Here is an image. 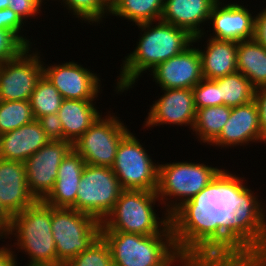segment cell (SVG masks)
<instances>
[{
  "instance_id": "30bf717a",
  "label": "cell",
  "mask_w": 266,
  "mask_h": 266,
  "mask_svg": "<svg viewBox=\"0 0 266 266\" xmlns=\"http://www.w3.org/2000/svg\"><path fill=\"white\" fill-rule=\"evenodd\" d=\"M24 48L16 57L0 64V101L29 100L43 75L40 53ZM33 53H31V52ZM30 52V53H29Z\"/></svg>"
},
{
  "instance_id": "d590c367",
  "label": "cell",
  "mask_w": 266,
  "mask_h": 266,
  "mask_svg": "<svg viewBox=\"0 0 266 266\" xmlns=\"http://www.w3.org/2000/svg\"><path fill=\"white\" fill-rule=\"evenodd\" d=\"M38 121L50 140H64L63 127L57 113L40 117Z\"/></svg>"
},
{
  "instance_id": "603a6c76",
  "label": "cell",
  "mask_w": 266,
  "mask_h": 266,
  "mask_svg": "<svg viewBox=\"0 0 266 266\" xmlns=\"http://www.w3.org/2000/svg\"><path fill=\"white\" fill-rule=\"evenodd\" d=\"M237 71L257 89L266 86V48L254 39L238 42Z\"/></svg>"
},
{
  "instance_id": "277c9868",
  "label": "cell",
  "mask_w": 266,
  "mask_h": 266,
  "mask_svg": "<svg viewBox=\"0 0 266 266\" xmlns=\"http://www.w3.org/2000/svg\"><path fill=\"white\" fill-rule=\"evenodd\" d=\"M156 191L123 190L113 210L101 222V231H120L140 235L193 234L183 223L166 212L161 219L153 210ZM161 219V220H159Z\"/></svg>"
},
{
  "instance_id": "9c48e42d",
  "label": "cell",
  "mask_w": 266,
  "mask_h": 266,
  "mask_svg": "<svg viewBox=\"0 0 266 266\" xmlns=\"http://www.w3.org/2000/svg\"><path fill=\"white\" fill-rule=\"evenodd\" d=\"M102 117L73 144L72 148L86 164L112 167L121 139L129 132L127 126L113 114ZM126 126V127H125Z\"/></svg>"
},
{
  "instance_id": "f35d334b",
  "label": "cell",
  "mask_w": 266,
  "mask_h": 266,
  "mask_svg": "<svg viewBox=\"0 0 266 266\" xmlns=\"http://www.w3.org/2000/svg\"><path fill=\"white\" fill-rule=\"evenodd\" d=\"M9 246L0 247V266H18L15 251L12 250V245Z\"/></svg>"
},
{
  "instance_id": "5b68a950",
  "label": "cell",
  "mask_w": 266,
  "mask_h": 266,
  "mask_svg": "<svg viewBox=\"0 0 266 266\" xmlns=\"http://www.w3.org/2000/svg\"><path fill=\"white\" fill-rule=\"evenodd\" d=\"M18 251L28 255V266H57V252L51 227V206L37 200L11 217L6 238L13 235Z\"/></svg>"
},
{
  "instance_id": "8d00e7d4",
  "label": "cell",
  "mask_w": 266,
  "mask_h": 266,
  "mask_svg": "<svg viewBox=\"0 0 266 266\" xmlns=\"http://www.w3.org/2000/svg\"><path fill=\"white\" fill-rule=\"evenodd\" d=\"M254 101L259 110V122L262 137L266 140V86L256 89Z\"/></svg>"
},
{
  "instance_id": "f1b7e54d",
  "label": "cell",
  "mask_w": 266,
  "mask_h": 266,
  "mask_svg": "<svg viewBox=\"0 0 266 266\" xmlns=\"http://www.w3.org/2000/svg\"><path fill=\"white\" fill-rule=\"evenodd\" d=\"M62 2L76 18L87 21L89 24L100 23L105 15H111L108 0H62Z\"/></svg>"
},
{
  "instance_id": "ffe728a7",
  "label": "cell",
  "mask_w": 266,
  "mask_h": 266,
  "mask_svg": "<svg viewBox=\"0 0 266 266\" xmlns=\"http://www.w3.org/2000/svg\"><path fill=\"white\" fill-rule=\"evenodd\" d=\"M85 165L84 159L72 148L63 158L55 185L43 201L55 208H71L76 201Z\"/></svg>"
},
{
  "instance_id": "4316f807",
  "label": "cell",
  "mask_w": 266,
  "mask_h": 266,
  "mask_svg": "<svg viewBox=\"0 0 266 266\" xmlns=\"http://www.w3.org/2000/svg\"><path fill=\"white\" fill-rule=\"evenodd\" d=\"M63 100L57 88L42 75L29 99L34 118L57 113Z\"/></svg>"
},
{
  "instance_id": "60d3db41",
  "label": "cell",
  "mask_w": 266,
  "mask_h": 266,
  "mask_svg": "<svg viewBox=\"0 0 266 266\" xmlns=\"http://www.w3.org/2000/svg\"><path fill=\"white\" fill-rule=\"evenodd\" d=\"M6 8V0H0V10Z\"/></svg>"
},
{
  "instance_id": "e575fe53",
  "label": "cell",
  "mask_w": 266,
  "mask_h": 266,
  "mask_svg": "<svg viewBox=\"0 0 266 266\" xmlns=\"http://www.w3.org/2000/svg\"><path fill=\"white\" fill-rule=\"evenodd\" d=\"M44 0H6V8L12 9L25 22L38 16Z\"/></svg>"
},
{
  "instance_id": "f546056e",
  "label": "cell",
  "mask_w": 266,
  "mask_h": 266,
  "mask_svg": "<svg viewBox=\"0 0 266 266\" xmlns=\"http://www.w3.org/2000/svg\"><path fill=\"white\" fill-rule=\"evenodd\" d=\"M64 266H113L109 245L100 235L92 245Z\"/></svg>"
},
{
  "instance_id": "7402d4cb",
  "label": "cell",
  "mask_w": 266,
  "mask_h": 266,
  "mask_svg": "<svg viewBox=\"0 0 266 266\" xmlns=\"http://www.w3.org/2000/svg\"><path fill=\"white\" fill-rule=\"evenodd\" d=\"M94 100L64 99L57 112L63 127L64 140L73 144L101 116Z\"/></svg>"
},
{
  "instance_id": "1f68e13d",
  "label": "cell",
  "mask_w": 266,
  "mask_h": 266,
  "mask_svg": "<svg viewBox=\"0 0 266 266\" xmlns=\"http://www.w3.org/2000/svg\"><path fill=\"white\" fill-rule=\"evenodd\" d=\"M192 90L196 109L222 105L219 86L213 80L203 78Z\"/></svg>"
},
{
  "instance_id": "44dd1931",
  "label": "cell",
  "mask_w": 266,
  "mask_h": 266,
  "mask_svg": "<svg viewBox=\"0 0 266 266\" xmlns=\"http://www.w3.org/2000/svg\"><path fill=\"white\" fill-rule=\"evenodd\" d=\"M238 42L208 38L207 47L201 50L202 75L214 80L237 72Z\"/></svg>"
},
{
  "instance_id": "e0dca14e",
  "label": "cell",
  "mask_w": 266,
  "mask_h": 266,
  "mask_svg": "<svg viewBox=\"0 0 266 266\" xmlns=\"http://www.w3.org/2000/svg\"><path fill=\"white\" fill-rule=\"evenodd\" d=\"M209 20L214 28L210 38L234 42L253 39L255 15L252 16L244 5L229 3L222 6L218 0L211 10Z\"/></svg>"
},
{
  "instance_id": "74e56055",
  "label": "cell",
  "mask_w": 266,
  "mask_h": 266,
  "mask_svg": "<svg viewBox=\"0 0 266 266\" xmlns=\"http://www.w3.org/2000/svg\"><path fill=\"white\" fill-rule=\"evenodd\" d=\"M253 39L266 48V8L255 16Z\"/></svg>"
},
{
  "instance_id": "d6a6232c",
  "label": "cell",
  "mask_w": 266,
  "mask_h": 266,
  "mask_svg": "<svg viewBox=\"0 0 266 266\" xmlns=\"http://www.w3.org/2000/svg\"><path fill=\"white\" fill-rule=\"evenodd\" d=\"M23 25L24 21L12 9L0 10V29L12 32L26 47H31L30 40L20 33Z\"/></svg>"
},
{
  "instance_id": "ac0fdd59",
  "label": "cell",
  "mask_w": 266,
  "mask_h": 266,
  "mask_svg": "<svg viewBox=\"0 0 266 266\" xmlns=\"http://www.w3.org/2000/svg\"><path fill=\"white\" fill-rule=\"evenodd\" d=\"M218 0H164L161 21L188 31L193 43L204 37L200 24L209 21L211 10Z\"/></svg>"
},
{
  "instance_id": "d4e9b609",
  "label": "cell",
  "mask_w": 266,
  "mask_h": 266,
  "mask_svg": "<svg viewBox=\"0 0 266 266\" xmlns=\"http://www.w3.org/2000/svg\"><path fill=\"white\" fill-rule=\"evenodd\" d=\"M230 113L231 108L226 105L196 109L195 123L192 130L195 131L198 140L210 145L220 135Z\"/></svg>"
},
{
  "instance_id": "836d02e7",
  "label": "cell",
  "mask_w": 266,
  "mask_h": 266,
  "mask_svg": "<svg viewBox=\"0 0 266 266\" xmlns=\"http://www.w3.org/2000/svg\"><path fill=\"white\" fill-rule=\"evenodd\" d=\"M26 46L10 31L0 29V64L16 57Z\"/></svg>"
},
{
  "instance_id": "6da1fadb",
  "label": "cell",
  "mask_w": 266,
  "mask_h": 266,
  "mask_svg": "<svg viewBox=\"0 0 266 266\" xmlns=\"http://www.w3.org/2000/svg\"><path fill=\"white\" fill-rule=\"evenodd\" d=\"M195 163L159 164L156 194L166 213L214 252L260 255L266 209L258 195L238 175Z\"/></svg>"
},
{
  "instance_id": "8fae6325",
  "label": "cell",
  "mask_w": 266,
  "mask_h": 266,
  "mask_svg": "<svg viewBox=\"0 0 266 266\" xmlns=\"http://www.w3.org/2000/svg\"><path fill=\"white\" fill-rule=\"evenodd\" d=\"M71 149L67 140H51L24 162L29 191L37 200H43L53 189L59 166Z\"/></svg>"
},
{
  "instance_id": "5bb4252c",
  "label": "cell",
  "mask_w": 266,
  "mask_h": 266,
  "mask_svg": "<svg viewBox=\"0 0 266 266\" xmlns=\"http://www.w3.org/2000/svg\"><path fill=\"white\" fill-rule=\"evenodd\" d=\"M150 75L162 89H192L203 79L199 48L192 44L184 52L158 64Z\"/></svg>"
},
{
  "instance_id": "7c38bea8",
  "label": "cell",
  "mask_w": 266,
  "mask_h": 266,
  "mask_svg": "<svg viewBox=\"0 0 266 266\" xmlns=\"http://www.w3.org/2000/svg\"><path fill=\"white\" fill-rule=\"evenodd\" d=\"M82 66L74 61L50 66L46 64L43 65V75L64 99L96 100L101 90L100 78Z\"/></svg>"
},
{
  "instance_id": "3957f363",
  "label": "cell",
  "mask_w": 266,
  "mask_h": 266,
  "mask_svg": "<svg viewBox=\"0 0 266 266\" xmlns=\"http://www.w3.org/2000/svg\"><path fill=\"white\" fill-rule=\"evenodd\" d=\"M137 24L143 31L136 48L123 60L116 93L134 87L141 73L150 72L158 64L184 52L192 46L194 37L186 30L159 20ZM153 25V26H152ZM145 71V72H144Z\"/></svg>"
},
{
  "instance_id": "9a60e30c",
  "label": "cell",
  "mask_w": 266,
  "mask_h": 266,
  "mask_svg": "<svg viewBox=\"0 0 266 266\" xmlns=\"http://www.w3.org/2000/svg\"><path fill=\"white\" fill-rule=\"evenodd\" d=\"M266 143L262 137L259 110L255 101L231 108L220 135L210 144L221 148L246 146L250 142Z\"/></svg>"
},
{
  "instance_id": "52a82bcc",
  "label": "cell",
  "mask_w": 266,
  "mask_h": 266,
  "mask_svg": "<svg viewBox=\"0 0 266 266\" xmlns=\"http://www.w3.org/2000/svg\"><path fill=\"white\" fill-rule=\"evenodd\" d=\"M71 207L102 222L113 210L124 190L112 168L86 164Z\"/></svg>"
},
{
  "instance_id": "d6986e66",
  "label": "cell",
  "mask_w": 266,
  "mask_h": 266,
  "mask_svg": "<svg viewBox=\"0 0 266 266\" xmlns=\"http://www.w3.org/2000/svg\"><path fill=\"white\" fill-rule=\"evenodd\" d=\"M51 140L37 119L0 135V159L25 162Z\"/></svg>"
},
{
  "instance_id": "2e32d148",
  "label": "cell",
  "mask_w": 266,
  "mask_h": 266,
  "mask_svg": "<svg viewBox=\"0 0 266 266\" xmlns=\"http://www.w3.org/2000/svg\"><path fill=\"white\" fill-rule=\"evenodd\" d=\"M36 201L27 185L25 163L0 159V206L4 211L12 217Z\"/></svg>"
},
{
  "instance_id": "ba28073f",
  "label": "cell",
  "mask_w": 266,
  "mask_h": 266,
  "mask_svg": "<svg viewBox=\"0 0 266 266\" xmlns=\"http://www.w3.org/2000/svg\"><path fill=\"white\" fill-rule=\"evenodd\" d=\"M130 131L121 139L112 171L124 190L156 191L158 166Z\"/></svg>"
},
{
  "instance_id": "484cf974",
  "label": "cell",
  "mask_w": 266,
  "mask_h": 266,
  "mask_svg": "<svg viewBox=\"0 0 266 266\" xmlns=\"http://www.w3.org/2000/svg\"><path fill=\"white\" fill-rule=\"evenodd\" d=\"M213 81L219 86L222 105L233 108L255 99L256 88L241 72L237 71Z\"/></svg>"
},
{
  "instance_id": "4fadbf2b",
  "label": "cell",
  "mask_w": 266,
  "mask_h": 266,
  "mask_svg": "<svg viewBox=\"0 0 266 266\" xmlns=\"http://www.w3.org/2000/svg\"><path fill=\"white\" fill-rule=\"evenodd\" d=\"M164 92L155 103L150 106L144 128L155 125L172 124L190 126L193 128L196 117V107L192 89H162Z\"/></svg>"
},
{
  "instance_id": "8992f818",
  "label": "cell",
  "mask_w": 266,
  "mask_h": 266,
  "mask_svg": "<svg viewBox=\"0 0 266 266\" xmlns=\"http://www.w3.org/2000/svg\"><path fill=\"white\" fill-rule=\"evenodd\" d=\"M51 227L57 266H64L92 245L101 235L102 224L93 216L75 209L51 206Z\"/></svg>"
},
{
  "instance_id": "4dcf8cb0",
  "label": "cell",
  "mask_w": 266,
  "mask_h": 266,
  "mask_svg": "<svg viewBox=\"0 0 266 266\" xmlns=\"http://www.w3.org/2000/svg\"><path fill=\"white\" fill-rule=\"evenodd\" d=\"M200 266H266V217L264 244L260 255L239 256L231 252H213Z\"/></svg>"
},
{
  "instance_id": "7a4b0ae2",
  "label": "cell",
  "mask_w": 266,
  "mask_h": 266,
  "mask_svg": "<svg viewBox=\"0 0 266 266\" xmlns=\"http://www.w3.org/2000/svg\"><path fill=\"white\" fill-rule=\"evenodd\" d=\"M113 266H200L214 251L194 234L140 235L101 231ZM180 263V264H177Z\"/></svg>"
},
{
  "instance_id": "83f0119b",
  "label": "cell",
  "mask_w": 266,
  "mask_h": 266,
  "mask_svg": "<svg viewBox=\"0 0 266 266\" xmlns=\"http://www.w3.org/2000/svg\"><path fill=\"white\" fill-rule=\"evenodd\" d=\"M29 100L0 101V135L34 120Z\"/></svg>"
},
{
  "instance_id": "cb8c5ba5",
  "label": "cell",
  "mask_w": 266,
  "mask_h": 266,
  "mask_svg": "<svg viewBox=\"0 0 266 266\" xmlns=\"http://www.w3.org/2000/svg\"><path fill=\"white\" fill-rule=\"evenodd\" d=\"M164 0H112L110 14L137 24L161 19Z\"/></svg>"
},
{
  "instance_id": "ab89813d",
  "label": "cell",
  "mask_w": 266,
  "mask_h": 266,
  "mask_svg": "<svg viewBox=\"0 0 266 266\" xmlns=\"http://www.w3.org/2000/svg\"><path fill=\"white\" fill-rule=\"evenodd\" d=\"M11 217L0 206V239L6 238L7 232L10 228Z\"/></svg>"
}]
</instances>
